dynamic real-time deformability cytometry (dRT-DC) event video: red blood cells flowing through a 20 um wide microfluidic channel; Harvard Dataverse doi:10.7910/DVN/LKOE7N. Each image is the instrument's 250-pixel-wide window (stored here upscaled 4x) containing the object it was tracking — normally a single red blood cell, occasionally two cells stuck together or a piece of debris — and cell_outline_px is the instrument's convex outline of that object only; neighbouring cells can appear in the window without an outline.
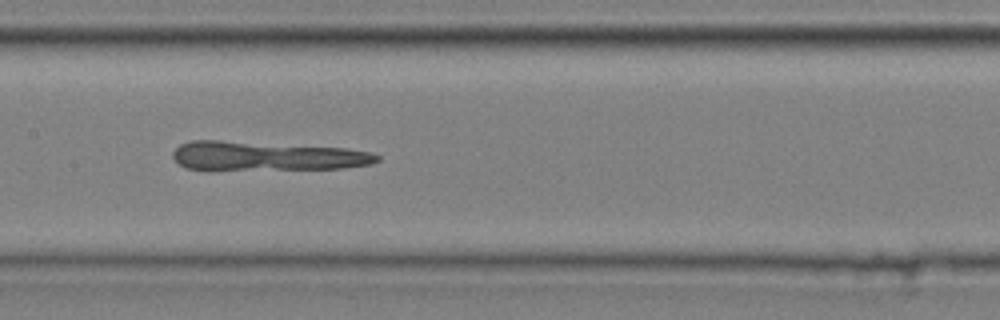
{"species": "common noctule bat (a hibernating species)", "species_latin": "Nyctalus noctula", "temperature_condition": "cold", "stored_images_in_passage": 51, "camera_frame_rate_fps": 3000, "um_per_image_px": 0.085, "animal": {"sex": "male", "body_mass_g": 20.4}, "frame": {"image": 1, "passage_image": 26, "time_ms": 8.333, "image_size_px": [1000, 320], "cell_outline_px": [[380, 160], [372, 164], [344, 168], [212, 172], [208, 172], [184, 168], [172, 156], [172, 152], [180, 144], [192, 140], [220, 140], [344, 148], [372, 152], [380, 156]], "centroid_in_image_um": [22.58, 13.31], "position_along_channel_um": 184.8, "area_um2": 36.13}}
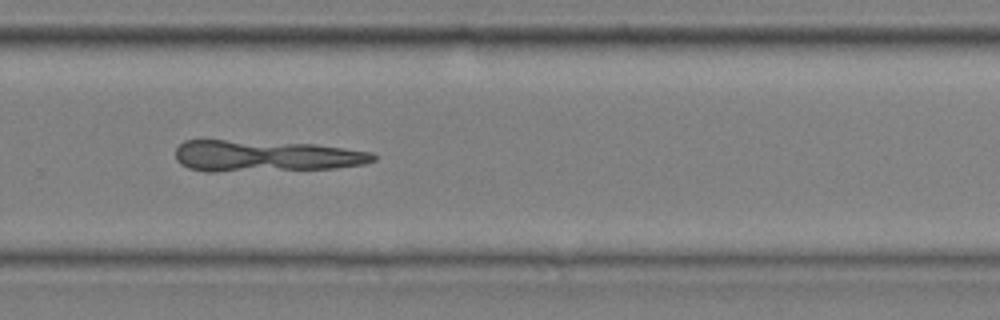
{"frame": {"image": 2, "passage_image": 36, "time_ms": 11.667, "image_size_px": [1000, 320], "cell_outline_px": [[376, 160], [364, 164], [336, 168], [212, 172], [204, 172], [188, 168], [180, 164], [176, 160], [176, 148], [184, 140], [224, 140], [316, 144], [372, 152], [376, 156]], "centroid_in_image_um": [22.54, 13.26], "position_along_channel_um": 307.3, "area_um2": 36.3}}
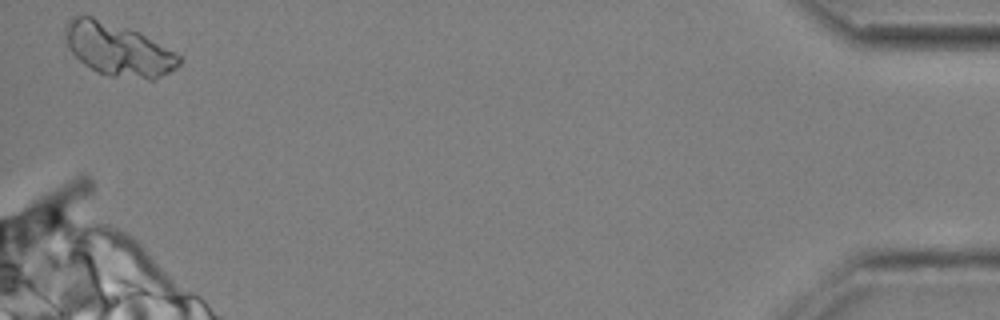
{"frame": {"image": 3, "passage_image": 51, "time_ms": 16.667, "image_size_px": [1000, 320], "cell_outline_px": [[180, 64], [176, 68], [152, 80], [148, 80], [108, 76], [96, 72], [84, 64], [68, 48], [64, 36], [64, 24], [76, 16], [92, 16], [140, 32], [176, 52], [180, 56]], "centroid_in_image_um": [10.03, 4.21], "position_along_channel_um": 425.2, "area_um2": 35.2}}